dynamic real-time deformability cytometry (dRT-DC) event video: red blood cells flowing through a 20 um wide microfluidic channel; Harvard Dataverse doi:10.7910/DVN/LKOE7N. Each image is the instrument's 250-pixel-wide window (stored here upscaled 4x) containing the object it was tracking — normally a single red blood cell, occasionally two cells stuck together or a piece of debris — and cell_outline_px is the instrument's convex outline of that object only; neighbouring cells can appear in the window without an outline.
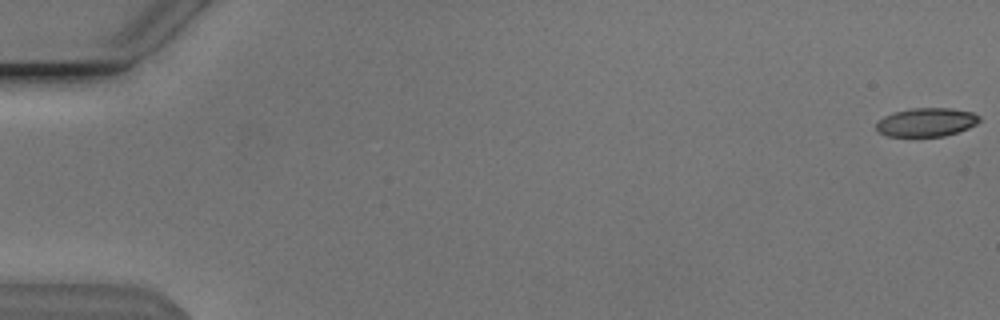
{"species": "Egyptian fruit bat (a non-hibernating species)", "species_latin": "Rousettus aegyptiacus", "temperature_condition": "cold", "stored_images_in_passage": 16, "camera_frame_rate_fps": 3000, "um_per_image_px": 0.085, "animal": {"sex": "male"}, "frame": {"image": 1, "passage_image": 1, "time_ms": 0.0, "image_size_px": [1000, 320], "cell_outline_px": [[980, 120], [976, 124], [968, 128], [944, 136], [888, 136], [880, 132], [876, 128], [876, 124], [884, 116], [892, 112], [912, 108], [952, 108], [972, 112], [980, 116]], "centroid_in_image_um": [78.75, 10.38], "position_along_channel_um": 6.2, "area_um2": 17.11}}
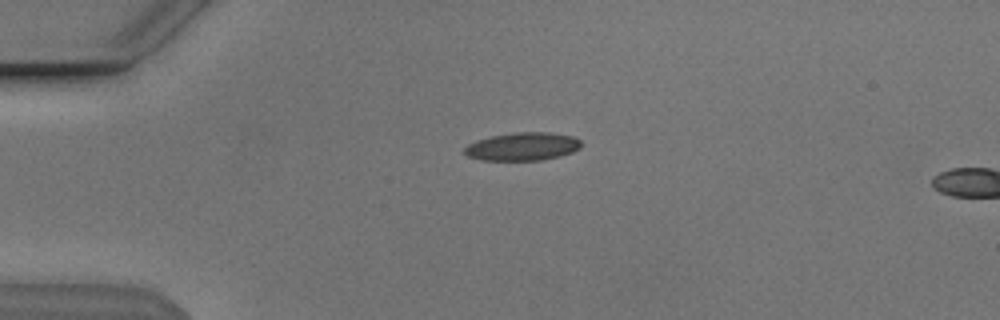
{"frame": {"image": 2, "passage_image": 14, "time_ms": 4.333, "image_size_px": [1000, 320], "cell_outline_px": [[580, 148], [572, 152], [560, 156], [540, 160], [480, 160], [468, 156], [464, 152], [464, 148], [468, 144], [476, 140], [492, 136], [520, 132], [548, 132], [572, 136], [580, 140]], "centroid_in_image_um": [44.41, 12.46], "position_along_channel_um": 40.6, "area_um2": 18.96}}